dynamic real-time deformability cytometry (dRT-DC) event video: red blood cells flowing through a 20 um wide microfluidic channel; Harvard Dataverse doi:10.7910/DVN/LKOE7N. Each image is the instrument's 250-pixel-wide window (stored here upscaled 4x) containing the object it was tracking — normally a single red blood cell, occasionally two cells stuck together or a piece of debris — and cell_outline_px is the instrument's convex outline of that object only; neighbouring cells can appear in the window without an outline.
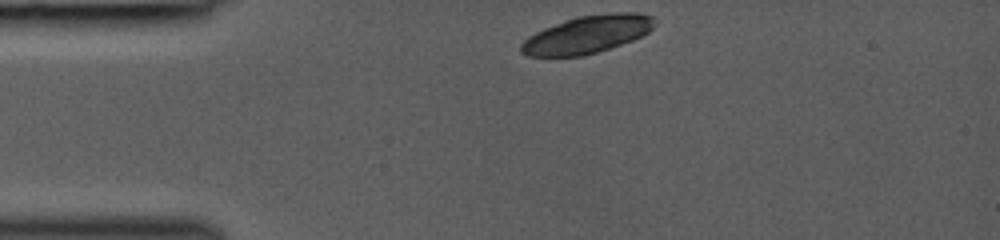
{"species": "common noctule bat (a hibernating species)", "species_latin": "Nyctalus noctula", "temperature_condition": "room temperature", "stored_images_in_passage": 31, "camera_frame_rate_fps": 3000, "um_per_image_px": 0.085, "animal": {"sex": "female", "body_mass_g": 19.0, "forearm_length_mm": 53.3}, "frame": {"image": 1, "passage_image": 1, "time_ms": 0.0, "image_size_px": [1000, 240], "cell_outline_px": [[652, 28], [648, 32], [632, 40], [596, 52], [580, 56], [528, 56], [520, 52], [520, 44], [528, 36], [544, 28], [564, 20], [576, 16], [616, 12], [640, 12], [652, 16]], "centroid_in_image_um": [49.87, 2.92], "position_along_channel_um": 35.1, "area_um2": 29.02}}